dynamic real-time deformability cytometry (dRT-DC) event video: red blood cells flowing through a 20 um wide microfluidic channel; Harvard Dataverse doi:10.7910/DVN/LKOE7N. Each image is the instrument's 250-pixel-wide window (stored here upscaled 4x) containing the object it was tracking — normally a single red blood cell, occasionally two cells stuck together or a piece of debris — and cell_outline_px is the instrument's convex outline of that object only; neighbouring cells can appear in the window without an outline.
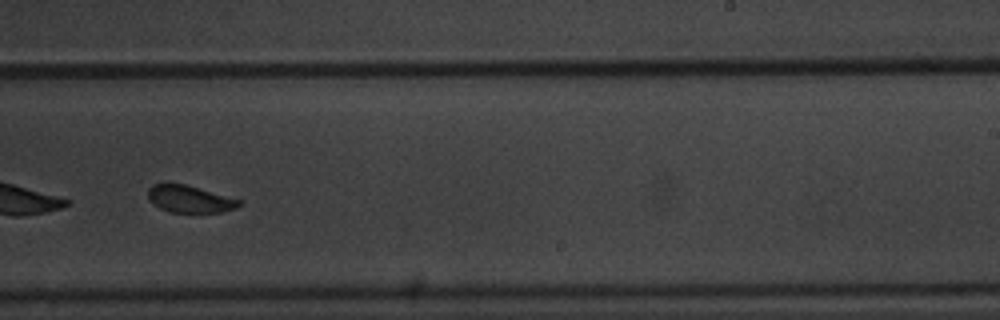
{"species": "common noctule bat (a hibernating species)", "species_latin": "Nyctalus noctula", "temperature_condition": "warm", "stored_images_in_passage": 61, "segment_of_instrument_passage": [2, 2], "camera_frame_rate_fps": 3000, "um_per_image_px": 0.085, "animal": {"sex": "male", "body_mass_g": 20.1, "forearm_length_mm": 53.5}, "frame": {"image": 1, "passage_image": 38, "time_ms": 12.333, "image_size_px": [1000, 320], "cell_outline_px": [[244, 204], [236, 208], [224, 212], [172, 212], [160, 208], [152, 204], [148, 200], [148, 188], [152, 184], [184, 184], [244, 200]], "centroid_in_image_um": [16.17, 16.92], "position_along_channel_um": 272.8, "area_um2": 14.57}}
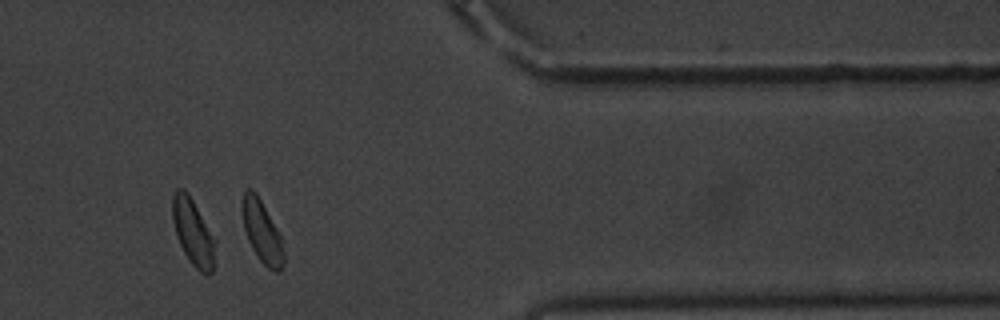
{"frame": {"image": 2, "passage_image": 50, "time_ms": 16.333, "image_size_px": [1000, 320], "cell_outline_px": [[284, 264], [280, 272], [276, 272], [268, 268], [256, 256], [248, 240], [244, 228], [240, 208], [244, 192], [248, 188], [252, 188], [256, 192], [280, 232], [284, 252]], "centroid_in_image_um": [22.27, 19.68], "position_along_channel_um": 389.1, "area_um2": 15.37}}
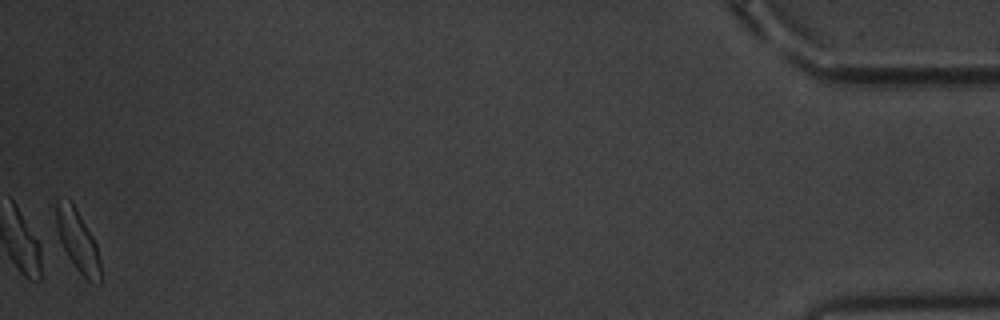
{"frame": {"image": 3, "passage_image": 60, "time_ms": 19.667, "image_size_px": [1000, 320], "cell_outline_px": [[100, 284], [84, 280], [72, 264], [60, 240], [56, 228], [56, 200], [72, 200], [92, 236], [96, 244], [100, 260]], "centroid_in_image_um": [6.6, 20.5], "position_along_channel_um": 428.6, "area_um2": 15.95}}